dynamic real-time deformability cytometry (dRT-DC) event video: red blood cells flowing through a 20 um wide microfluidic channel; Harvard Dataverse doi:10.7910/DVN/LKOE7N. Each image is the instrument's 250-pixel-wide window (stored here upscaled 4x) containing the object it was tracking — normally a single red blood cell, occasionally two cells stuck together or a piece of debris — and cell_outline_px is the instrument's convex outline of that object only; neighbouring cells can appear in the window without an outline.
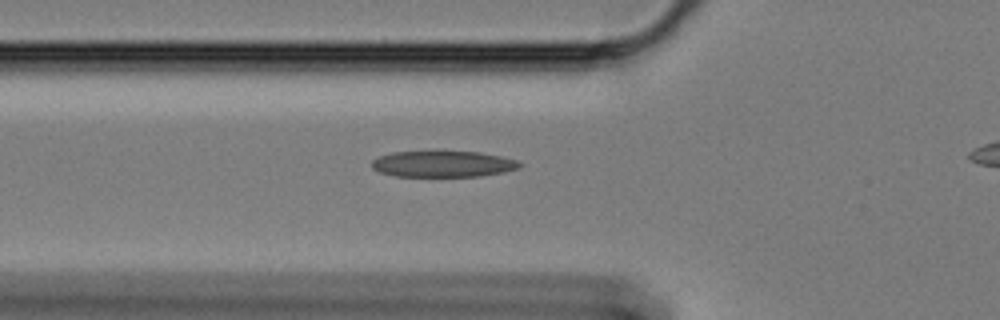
{"species": "Egyptian fruit bat (a non-hibernating species)", "species_latin": "Rousettus aegyptiacus", "temperature_condition": "cold", "stored_images_in_passage": 31, "camera_frame_rate_fps": 3000, "um_per_image_px": 0.085, "animal": {"sex": "female"}, "frame": {"image": 1, "passage_image": 2, "time_ms": 0.333, "image_size_px": [1000, 320], "cell_outline_px": [[524, 164], [520, 168], [504, 172], [480, 176], [396, 176], [380, 172], [372, 168], [372, 160], [380, 156], [392, 152], [436, 148], [480, 152], [500, 156], [516, 160]], "centroid_in_image_um": [37.65, 13.88], "position_along_channel_um": 88.2, "area_um2": 23.64}}
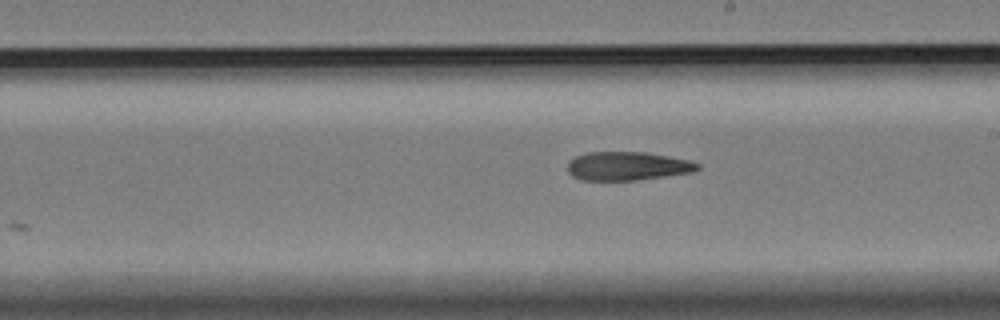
{"frame": {"image": 2, "passage_image": 15, "time_ms": 4.667, "image_size_px": [1000, 320], "cell_outline_px": [[700, 168], [688, 172], [664, 176], [636, 180], [580, 180], [572, 176], [568, 172], [568, 160], [576, 156], [588, 152], [644, 152], [668, 156], [688, 160], [700, 164]], "centroid_in_image_um": [53.27, 14.11], "position_along_channel_um": 235.7, "area_um2": 21.5}}
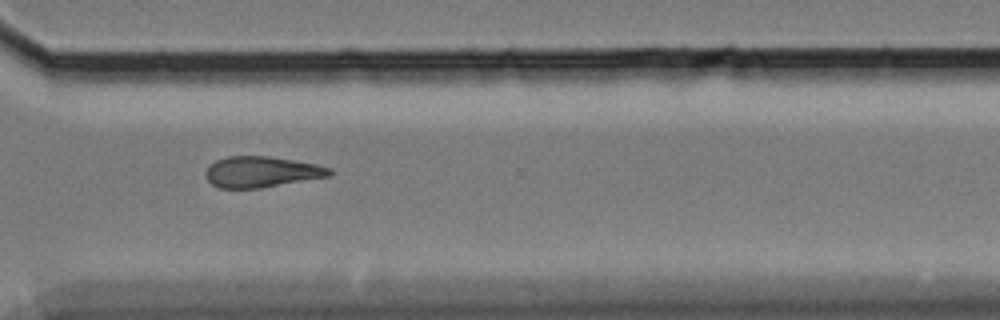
{"frame": {"image": 3, "passage_image": 25, "time_ms": 8.0, "image_size_px": [1000, 320], "cell_outline_px": [[332, 172], [328, 176], [260, 188], [220, 188], [212, 184], [204, 176], [204, 172], [208, 164], [216, 160], [228, 156], [268, 156], [316, 164], [332, 168]], "centroid_in_image_um": [22.16, 14.6], "position_along_channel_um": 348.4, "area_um2": 22.25}}